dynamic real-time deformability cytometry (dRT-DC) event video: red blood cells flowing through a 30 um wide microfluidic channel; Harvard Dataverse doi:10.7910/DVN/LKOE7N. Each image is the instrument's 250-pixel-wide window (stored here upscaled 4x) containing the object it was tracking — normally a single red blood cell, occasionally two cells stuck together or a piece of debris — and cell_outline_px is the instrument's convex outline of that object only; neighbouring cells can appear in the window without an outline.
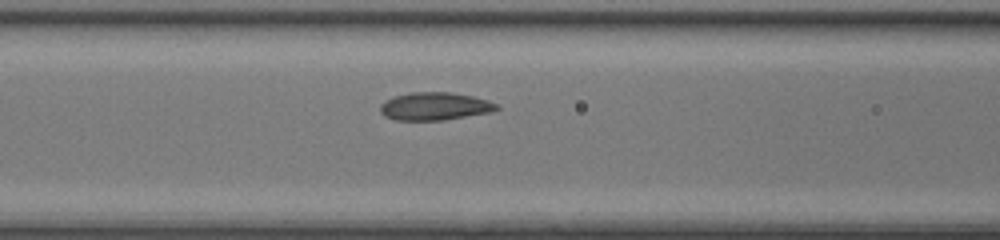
{"species": "common noctule bat (a hibernating species)", "species_latin": "Nyctalus noctula", "temperature_condition": "room temperature", "stored_images_in_passage": 11, "camera_frame_rate_fps": 3000, "um_per_image_px": 0.085, "animal": {"sex": "female", "body_mass_g": 17.0, "forearm_length_mm": 48.0}, "frame": {"image": 1, "passage_image": 10, "time_ms": 3.0, "image_size_px": [1000, 240], "cell_outline_px": [[500, 108], [492, 112], [444, 120], [396, 120], [384, 116], [380, 112], [380, 104], [384, 100], [392, 96], [412, 92], [452, 92], [472, 96], [488, 100], [496, 104]], "centroid_in_image_um": [36.93, 9.03], "position_along_channel_um": 129.7, "area_um2": 19.07}}